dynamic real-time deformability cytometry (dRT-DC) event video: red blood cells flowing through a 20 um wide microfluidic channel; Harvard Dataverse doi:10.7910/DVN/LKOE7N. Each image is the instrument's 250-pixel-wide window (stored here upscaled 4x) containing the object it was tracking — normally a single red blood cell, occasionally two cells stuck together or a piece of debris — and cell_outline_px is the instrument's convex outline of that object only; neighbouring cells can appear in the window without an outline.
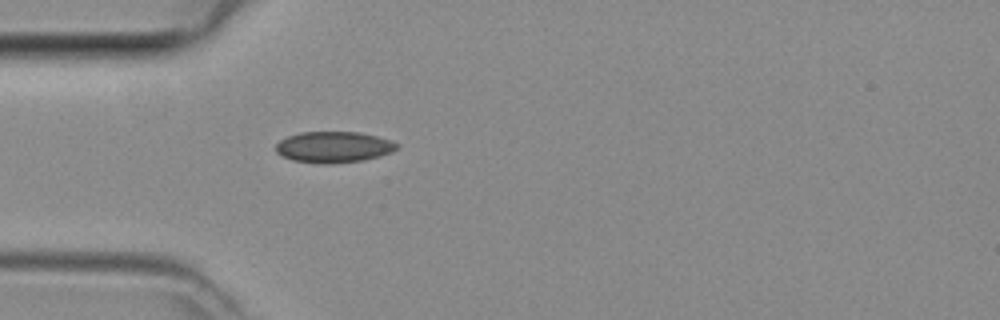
{"species": "common noctule bat (a hibernating species)", "species_latin": "Nyctalus noctula", "temperature_condition": "room temperature", "stored_images_in_passage": 28, "camera_frame_rate_fps": 3000, "um_per_image_px": 0.085, "animal": {"sex": "female", "body_mass_g": 29.2, "forearm_length_mm": 56.3}, "frame": {"image": 1, "passage_image": 1, "time_ms": 0.0, "image_size_px": [1000, 320], "cell_outline_px": [[400, 148], [392, 152], [380, 156], [364, 160], [332, 164], [320, 164], [292, 160], [276, 152], [276, 144], [280, 140], [288, 136], [300, 132], [360, 132], [392, 140], [400, 144]], "centroid_in_image_um": [28.41, 12.5], "position_along_channel_um": 56.6, "area_um2": 22.2}}
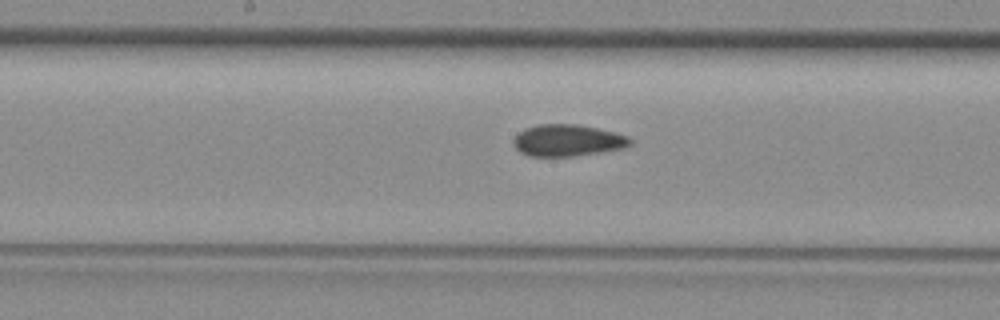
{"frame": {"image": 2, "passage_image": 11, "time_ms": 3.333, "image_size_px": [1000, 320], "cell_outline_px": [[632, 144], [628, 148], [604, 152], [572, 156], [528, 156], [520, 152], [512, 144], [512, 140], [520, 132], [536, 124], [576, 124], [616, 132], [628, 136], [632, 140]], "centroid_in_image_um": [48.29, 11.94], "position_along_channel_um": 199.9, "area_um2": 21.79}}
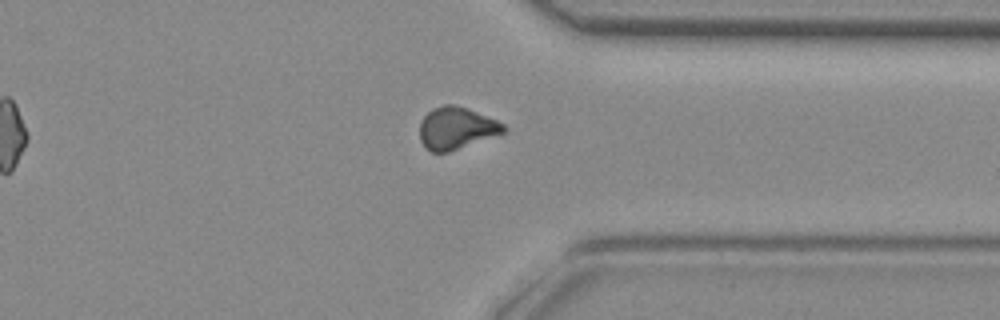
{"frame": {"image": 3, "passage_image": 23, "time_ms": 7.333, "image_size_px": [1000, 320], "cell_outline_px": [[508, 128], [504, 132], [448, 152], [432, 152], [420, 140], [420, 124], [424, 116], [432, 108], [444, 104], [452, 104], [468, 108], [496, 120], [504, 124]], "centroid_in_image_um": [38.78, 10.87], "position_along_channel_um": 372.6, "area_um2": 20.29}}